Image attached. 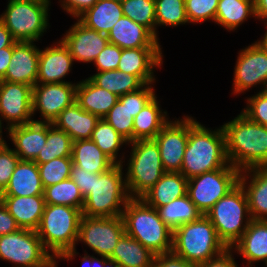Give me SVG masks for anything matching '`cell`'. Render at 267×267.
Listing matches in <instances>:
<instances>
[{
  "label": "cell",
  "instance_id": "cell-5",
  "mask_svg": "<svg viewBox=\"0 0 267 267\" xmlns=\"http://www.w3.org/2000/svg\"><path fill=\"white\" fill-rule=\"evenodd\" d=\"M123 166L115 164L107 172L93 173L92 191L84 198L83 216H122L126 204L131 199L122 172Z\"/></svg>",
  "mask_w": 267,
  "mask_h": 267
},
{
  "label": "cell",
  "instance_id": "cell-59",
  "mask_svg": "<svg viewBox=\"0 0 267 267\" xmlns=\"http://www.w3.org/2000/svg\"><path fill=\"white\" fill-rule=\"evenodd\" d=\"M267 25V20L264 22ZM263 49L267 50V30L262 38V40L256 41Z\"/></svg>",
  "mask_w": 267,
  "mask_h": 267
},
{
  "label": "cell",
  "instance_id": "cell-23",
  "mask_svg": "<svg viewBox=\"0 0 267 267\" xmlns=\"http://www.w3.org/2000/svg\"><path fill=\"white\" fill-rule=\"evenodd\" d=\"M109 43L121 49L161 48L158 39L143 25L122 16L107 35Z\"/></svg>",
  "mask_w": 267,
  "mask_h": 267
},
{
  "label": "cell",
  "instance_id": "cell-62",
  "mask_svg": "<svg viewBox=\"0 0 267 267\" xmlns=\"http://www.w3.org/2000/svg\"><path fill=\"white\" fill-rule=\"evenodd\" d=\"M57 259H55L48 267H57Z\"/></svg>",
  "mask_w": 267,
  "mask_h": 267
},
{
  "label": "cell",
  "instance_id": "cell-22",
  "mask_svg": "<svg viewBox=\"0 0 267 267\" xmlns=\"http://www.w3.org/2000/svg\"><path fill=\"white\" fill-rule=\"evenodd\" d=\"M239 183L245 190L251 218L267 220V166L240 171Z\"/></svg>",
  "mask_w": 267,
  "mask_h": 267
},
{
  "label": "cell",
  "instance_id": "cell-4",
  "mask_svg": "<svg viewBox=\"0 0 267 267\" xmlns=\"http://www.w3.org/2000/svg\"><path fill=\"white\" fill-rule=\"evenodd\" d=\"M122 218L125 233L155 255L172 251L173 230L161 220L157 209L147 205L141 198L128 201Z\"/></svg>",
  "mask_w": 267,
  "mask_h": 267
},
{
  "label": "cell",
  "instance_id": "cell-49",
  "mask_svg": "<svg viewBox=\"0 0 267 267\" xmlns=\"http://www.w3.org/2000/svg\"><path fill=\"white\" fill-rule=\"evenodd\" d=\"M70 178L80 189L83 198L92 191L93 173H88L86 170H83V168L72 164Z\"/></svg>",
  "mask_w": 267,
  "mask_h": 267
},
{
  "label": "cell",
  "instance_id": "cell-58",
  "mask_svg": "<svg viewBox=\"0 0 267 267\" xmlns=\"http://www.w3.org/2000/svg\"><path fill=\"white\" fill-rule=\"evenodd\" d=\"M103 267H121V265L117 261L104 257Z\"/></svg>",
  "mask_w": 267,
  "mask_h": 267
},
{
  "label": "cell",
  "instance_id": "cell-56",
  "mask_svg": "<svg viewBox=\"0 0 267 267\" xmlns=\"http://www.w3.org/2000/svg\"><path fill=\"white\" fill-rule=\"evenodd\" d=\"M255 19L261 21L267 20V0H255L254 1Z\"/></svg>",
  "mask_w": 267,
  "mask_h": 267
},
{
  "label": "cell",
  "instance_id": "cell-8",
  "mask_svg": "<svg viewBox=\"0 0 267 267\" xmlns=\"http://www.w3.org/2000/svg\"><path fill=\"white\" fill-rule=\"evenodd\" d=\"M128 145L132 148L126 164V186L130 198H141L166 171L154 139L135 140Z\"/></svg>",
  "mask_w": 267,
  "mask_h": 267
},
{
  "label": "cell",
  "instance_id": "cell-19",
  "mask_svg": "<svg viewBox=\"0 0 267 267\" xmlns=\"http://www.w3.org/2000/svg\"><path fill=\"white\" fill-rule=\"evenodd\" d=\"M73 63L74 59L62 40L40 49L36 84L69 83L63 79L70 73Z\"/></svg>",
  "mask_w": 267,
  "mask_h": 267
},
{
  "label": "cell",
  "instance_id": "cell-57",
  "mask_svg": "<svg viewBox=\"0 0 267 267\" xmlns=\"http://www.w3.org/2000/svg\"><path fill=\"white\" fill-rule=\"evenodd\" d=\"M87 253V254H86ZM81 267H103L104 266V256L101 259L96 258L94 255L88 254L85 250V255L82 257Z\"/></svg>",
  "mask_w": 267,
  "mask_h": 267
},
{
  "label": "cell",
  "instance_id": "cell-21",
  "mask_svg": "<svg viewBox=\"0 0 267 267\" xmlns=\"http://www.w3.org/2000/svg\"><path fill=\"white\" fill-rule=\"evenodd\" d=\"M14 144L13 150L20 160L34 161L44 147L47 139V122H30L7 129Z\"/></svg>",
  "mask_w": 267,
  "mask_h": 267
},
{
  "label": "cell",
  "instance_id": "cell-60",
  "mask_svg": "<svg viewBox=\"0 0 267 267\" xmlns=\"http://www.w3.org/2000/svg\"><path fill=\"white\" fill-rule=\"evenodd\" d=\"M17 1H27V2H34L40 4H50V0H17Z\"/></svg>",
  "mask_w": 267,
  "mask_h": 267
},
{
  "label": "cell",
  "instance_id": "cell-27",
  "mask_svg": "<svg viewBox=\"0 0 267 267\" xmlns=\"http://www.w3.org/2000/svg\"><path fill=\"white\" fill-rule=\"evenodd\" d=\"M44 195L38 165L34 161L19 160L10 182L0 196Z\"/></svg>",
  "mask_w": 267,
  "mask_h": 267
},
{
  "label": "cell",
  "instance_id": "cell-53",
  "mask_svg": "<svg viewBox=\"0 0 267 267\" xmlns=\"http://www.w3.org/2000/svg\"><path fill=\"white\" fill-rule=\"evenodd\" d=\"M20 229L14 217L0 200V236L16 232Z\"/></svg>",
  "mask_w": 267,
  "mask_h": 267
},
{
  "label": "cell",
  "instance_id": "cell-32",
  "mask_svg": "<svg viewBox=\"0 0 267 267\" xmlns=\"http://www.w3.org/2000/svg\"><path fill=\"white\" fill-rule=\"evenodd\" d=\"M160 107L156 95L134 117L133 141L154 139L161 129L170 121L168 120L169 117H167V111H163Z\"/></svg>",
  "mask_w": 267,
  "mask_h": 267
},
{
  "label": "cell",
  "instance_id": "cell-34",
  "mask_svg": "<svg viewBox=\"0 0 267 267\" xmlns=\"http://www.w3.org/2000/svg\"><path fill=\"white\" fill-rule=\"evenodd\" d=\"M161 220L172 230L200 219L203 214L188 194L157 208Z\"/></svg>",
  "mask_w": 267,
  "mask_h": 267
},
{
  "label": "cell",
  "instance_id": "cell-13",
  "mask_svg": "<svg viewBox=\"0 0 267 267\" xmlns=\"http://www.w3.org/2000/svg\"><path fill=\"white\" fill-rule=\"evenodd\" d=\"M238 54L232 94L244 93L257 85H262L260 91L267 90V50L254 41Z\"/></svg>",
  "mask_w": 267,
  "mask_h": 267
},
{
  "label": "cell",
  "instance_id": "cell-6",
  "mask_svg": "<svg viewBox=\"0 0 267 267\" xmlns=\"http://www.w3.org/2000/svg\"><path fill=\"white\" fill-rule=\"evenodd\" d=\"M227 248L205 215L173 230L171 252L190 263H205Z\"/></svg>",
  "mask_w": 267,
  "mask_h": 267
},
{
  "label": "cell",
  "instance_id": "cell-40",
  "mask_svg": "<svg viewBox=\"0 0 267 267\" xmlns=\"http://www.w3.org/2000/svg\"><path fill=\"white\" fill-rule=\"evenodd\" d=\"M156 38L159 40L157 26L185 25L189 23L185 0H155Z\"/></svg>",
  "mask_w": 267,
  "mask_h": 267
},
{
  "label": "cell",
  "instance_id": "cell-54",
  "mask_svg": "<svg viewBox=\"0 0 267 267\" xmlns=\"http://www.w3.org/2000/svg\"><path fill=\"white\" fill-rule=\"evenodd\" d=\"M13 47L0 49V80L5 76L6 70L10 64Z\"/></svg>",
  "mask_w": 267,
  "mask_h": 267
},
{
  "label": "cell",
  "instance_id": "cell-26",
  "mask_svg": "<svg viewBox=\"0 0 267 267\" xmlns=\"http://www.w3.org/2000/svg\"><path fill=\"white\" fill-rule=\"evenodd\" d=\"M0 200L20 229L37 230L45 207L44 195L0 196Z\"/></svg>",
  "mask_w": 267,
  "mask_h": 267
},
{
  "label": "cell",
  "instance_id": "cell-35",
  "mask_svg": "<svg viewBox=\"0 0 267 267\" xmlns=\"http://www.w3.org/2000/svg\"><path fill=\"white\" fill-rule=\"evenodd\" d=\"M251 16L255 18L254 2L250 0H219L215 23L227 31H235Z\"/></svg>",
  "mask_w": 267,
  "mask_h": 267
},
{
  "label": "cell",
  "instance_id": "cell-14",
  "mask_svg": "<svg viewBox=\"0 0 267 267\" xmlns=\"http://www.w3.org/2000/svg\"><path fill=\"white\" fill-rule=\"evenodd\" d=\"M191 116L170 120L155 136L163 168L166 172H180L189 138V129L196 123Z\"/></svg>",
  "mask_w": 267,
  "mask_h": 267
},
{
  "label": "cell",
  "instance_id": "cell-33",
  "mask_svg": "<svg viewBox=\"0 0 267 267\" xmlns=\"http://www.w3.org/2000/svg\"><path fill=\"white\" fill-rule=\"evenodd\" d=\"M155 254L126 233L120 238L109 259L121 267H153Z\"/></svg>",
  "mask_w": 267,
  "mask_h": 267
},
{
  "label": "cell",
  "instance_id": "cell-12",
  "mask_svg": "<svg viewBox=\"0 0 267 267\" xmlns=\"http://www.w3.org/2000/svg\"><path fill=\"white\" fill-rule=\"evenodd\" d=\"M125 234L122 216L86 217L80 219L77 243L84 242L98 256L109 258Z\"/></svg>",
  "mask_w": 267,
  "mask_h": 267
},
{
  "label": "cell",
  "instance_id": "cell-48",
  "mask_svg": "<svg viewBox=\"0 0 267 267\" xmlns=\"http://www.w3.org/2000/svg\"><path fill=\"white\" fill-rule=\"evenodd\" d=\"M152 85L153 83L145 84L139 90L128 93V109L133 117L156 96L155 89H153L154 87Z\"/></svg>",
  "mask_w": 267,
  "mask_h": 267
},
{
  "label": "cell",
  "instance_id": "cell-44",
  "mask_svg": "<svg viewBox=\"0 0 267 267\" xmlns=\"http://www.w3.org/2000/svg\"><path fill=\"white\" fill-rule=\"evenodd\" d=\"M219 0H185L189 23L215 22Z\"/></svg>",
  "mask_w": 267,
  "mask_h": 267
},
{
  "label": "cell",
  "instance_id": "cell-38",
  "mask_svg": "<svg viewBox=\"0 0 267 267\" xmlns=\"http://www.w3.org/2000/svg\"><path fill=\"white\" fill-rule=\"evenodd\" d=\"M72 144L71 137L65 131L56 128L51 122H47L46 143L34 162L43 164L55 158L71 156Z\"/></svg>",
  "mask_w": 267,
  "mask_h": 267
},
{
  "label": "cell",
  "instance_id": "cell-45",
  "mask_svg": "<svg viewBox=\"0 0 267 267\" xmlns=\"http://www.w3.org/2000/svg\"><path fill=\"white\" fill-rule=\"evenodd\" d=\"M247 106L241 111L254 123L267 126V90L247 98Z\"/></svg>",
  "mask_w": 267,
  "mask_h": 267
},
{
  "label": "cell",
  "instance_id": "cell-9",
  "mask_svg": "<svg viewBox=\"0 0 267 267\" xmlns=\"http://www.w3.org/2000/svg\"><path fill=\"white\" fill-rule=\"evenodd\" d=\"M0 15L1 22L18 41L36 42L49 27L48 12L51 4L8 0Z\"/></svg>",
  "mask_w": 267,
  "mask_h": 267
},
{
  "label": "cell",
  "instance_id": "cell-31",
  "mask_svg": "<svg viewBox=\"0 0 267 267\" xmlns=\"http://www.w3.org/2000/svg\"><path fill=\"white\" fill-rule=\"evenodd\" d=\"M71 157L73 164L88 173L102 174L115 165L91 139L74 141Z\"/></svg>",
  "mask_w": 267,
  "mask_h": 267
},
{
  "label": "cell",
  "instance_id": "cell-50",
  "mask_svg": "<svg viewBox=\"0 0 267 267\" xmlns=\"http://www.w3.org/2000/svg\"><path fill=\"white\" fill-rule=\"evenodd\" d=\"M61 7L70 16L77 19L82 15L87 9L94 6L98 0H59Z\"/></svg>",
  "mask_w": 267,
  "mask_h": 267
},
{
  "label": "cell",
  "instance_id": "cell-1",
  "mask_svg": "<svg viewBox=\"0 0 267 267\" xmlns=\"http://www.w3.org/2000/svg\"><path fill=\"white\" fill-rule=\"evenodd\" d=\"M229 163L243 171L267 166V126L249 120L240 112L222 125Z\"/></svg>",
  "mask_w": 267,
  "mask_h": 267
},
{
  "label": "cell",
  "instance_id": "cell-42",
  "mask_svg": "<svg viewBox=\"0 0 267 267\" xmlns=\"http://www.w3.org/2000/svg\"><path fill=\"white\" fill-rule=\"evenodd\" d=\"M103 119L128 142L133 141L134 117L128 109V93L118 97L116 104Z\"/></svg>",
  "mask_w": 267,
  "mask_h": 267
},
{
  "label": "cell",
  "instance_id": "cell-25",
  "mask_svg": "<svg viewBox=\"0 0 267 267\" xmlns=\"http://www.w3.org/2000/svg\"><path fill=\"white\" fill-rule=\"evenodd\" d=\"M100 118L83 110L75 101L65 108L52 122V124L65 131L72 141L91 139Z\"/></svg>",
  "mask_w": 267,
  "mask_h": 267
},
{
  "label": "cell",
  "instance_id": "cell-46",
  "mask_svg": "<svg viewBox=\"0 0 267 267\" xmlns=\"http://www.w3.org/2000/svg\"><path fill=\"white\" fill-rule=\"evenodd\" d=\"M19 156L6 144L0 146V194L8 186Z\"/></svg>",
  "mask_w": 267,
  "mask_h": 267
},
{
  "label": "cell",
  "instance_id": "cell-36",
  "mask_svg": "<svg viewBox=\"0 0 267 267\" xmlns=\"http://www.w3.org/2000/svg\"><path fill=\"white\" fill-rule=\"evenodd\" d=\"M88 78L98 87L106 89L118 97L135 92L144 86L135 75L117 69L98 72Z\"/></svg>",
  "mask_w": 267,
  "mask_h": 267
},
{
  "label": "cell",
  "instance_id": "cell-15",
  "mask_svg": "<svg viewBox=\"0 0 267 267\" xmlns=\"http://www.w3.org/2000/svg\"><path fill=\"white\" fill-rule=\"evenodd\" d=\"M77 83L36 84L32 88V113L39 111L42 120L35 122H53L68 106L75 102Z\"/></svg>",
  "mask_w": 267,
  "mask_h": 267
},
{
  "label": "cell",
  "instance_id": "cell-11",
  "mask_svg": "<svg viewBox=\"0 0 267 267\" xmlns=\"http://www.w3.org/2000/svg\"><path fill=\"white\" fill-rule=\"evenodd\" d=\"M240 171L231 164L188 179L187 194L205 215L223 196L239 183Z\"/></svg>",
  "mask_w": 267,
  "mask_h": 267
},
{
  "label": "cell",
  "instance_id": "cell-55",
  "mask_svg": "<svg viewBox=\"0 0 267 267\" xmlns=\"http://www.w3.org/2000/svg\"><path fill=\"white\" fill-rule=\"evenodd\" d=\"M17 41L13 38L11 32L0 20V49L13 47Z\"/></svg>",
  "mask_w": 267,
  "mask_h": 267
},
{
  "label": "cell",
  "instance_id": "cell-7",
  "mask_svg": "<svg viewBox=\"0 0 267 267\" xmlns=\"http://www.w3.org/2000/svg\"><path fill=\"white\" fill-rule=\"evenodd\" d=\"M218 237L231 248L244 234L252 218L244 188L238 183L205 214Z\"/></svg>",
  "mask_w": 267,
  "mask_h": 267
},
{
  "label": "cell",
  "instance_id": "cell-10",
  "mask_svg": "<svg viewBox=\"0 0 267 267\" xmlns=\"http://www.w3.org/2000/svg\"><path fill=\"white\" fill-rule=\"evenodd\" d=\"M0 259L14 263L13 267H48L55 260L37 232L29 229L0 236Z\"/></svg>",
  "mask_w": 267,
  "mask_h": 267
},
{
  "label": "cell",
  "instance_id": "cell-24",
  "mask_svg": "<svg viewBox=\"0 0 267 267\" xmlns=\"http://www.w3.org/2000/svg\"><path fill=\"white\" fill-rule=\"evenodd\" d=\"M231 248L247 261V266L252 267L253 262L264 261L267 267V220L252 219Z\"/></svg>",
  "mask_w": 267,
  "mask_h": 267
},
{
  "label": "cell",
  "instance_id": "cell-61",
  "mask_svg": "<svg viewBox=\"0 0 267 267\" xmlns=\"http://www.w3.org/2000/svg\"><path fill=\"white\" fill-rule=\"evenodd\" d=\"M3 125H2V123H1V121H0V146H2V145H4V144H6L7 142L4 140V138H3V135H2V127Z\"/></svg>",
  "mask_w": 267,
  "mask_h": 267
},
{
  "label": "cell",
  "instance_id": "cell-43",
  "mask_svg": "<svg viewBox=\"0 0 267 267\" xmlns=\"http://www.w3.org/2000/svg\"><path fill=\"white\" fill-rule=\"evenodd\" d=\"M72 157H59L43 164H37L43 188L70 178Z\"/></svg>",
  "mask_w": 267,
  "mask_h": 267
},
{
  "label": "cell",
  "instance_id": "cell-51",
  "mask_svg": "<svg viewBox=\"0 0 267 267\" xmlns=\"http://www.w3.org/2000/svg\"><path fill=\"white\" fill-rule=\"evenodd\" d=\"M153 267H198V265L190 263L170 252L156 255Z\"/></svg>",
  "mask_w": 267,
  "mask_h": 267
},
{
  "label": "cell",
  "instance_id": "cell-30",
  "mask_svg": "<svg viewBox=\"0 0 267 267\" xmlns=\"http://www.w3.org/2000/svg\"><path fill=\"white\" fill-rule=\"evenodd\" d=\"M124 16L121 3L114 0H98L77 19L86 27L108 35L113 25Z\"/></svg>",
  "mask_w": 267,
  "mask_h": 267
},
{
  "label": "cell",
  "instance_id": "cell-16",
  "mask_svg": "<svg viewBox=\"0 0 267 267\" xmlns=\"http://www.w3.org/2000/svg\"><path fill=\"white\" fill-rule=\"evenodd\" d=\"M32 86L0 80V121L9 127L33 122ZM32 118V119H31ZM3 119V120H2Z\"/></svg>",
  "mask_w": 267,
  "mask_h": 267
},
{
  "label": "cell",
  "instance_id": "cell-47",
  "mask_svg": "<svg viewBox=\"0 0 267 267\" xmlns=\"http://www.w3.org/2000/svg\"><path fill=\"white\" fill-rule=\"evenodd\" d=\"M121 54L122 49L120 47L108 43L93 62L97 72L116 70Z\"/></svg>",
  "mask_w": 267,
  "mask_h": 267
},
{
  "label": "cell",
  "instance_id": "cell-37",
  "mask_svg": "<svg viewBox=\"0 0 267 267\" xmlns=\"http://www.w3.org/2000/svg\"><path fill=\"white\" fill-rule=\"evenodd\" d=\"M91 140L105 153L115 164H123L124 156L118 155L119 149L129 142L121 136L104 119H100L92 132ZM119 158V159H118Z\"/></svg>",
  "mask_w": 267,
  "mask_h": 267
},
{
  "label": "cell",
  "instance_id": "cell-20",
  "mask_svg": "<svg viewBox=\"0 0 267 267\" xmlns=\"http://www.w3.org/2000/svg\"><path fill=\"white\" fill-rule=\"evenodd\" d=\"M162 48L122 49L117 67L125 73L135 75L144 85L155 83V68L163 65Z\"/></svg>",
  "mask_w": 267,
  "mask_h": 267
},
{
  "label": "cell",
  "instance_id": "cell-18",
  "mask_svg": "<svg viewBox=\"0 0 267 267\" xmlns=\"http://www.w3.org/2000/svg\"><path fill=\"white\" fill-rule=\"evenodd\" d=\"M39 52L40 49L34 42H16L10 64L1 80L34 87L38 76Z\"/></svg>",
  "mask_w": 267,
  "mask_h": 267
},
{
  "label": "cell",
  "instance_id": "cell-17",
  "mask_svg": "<svg viewBox=\"0 0 267 267\" xmlns=\"http://www.w3.org/2000/svg\"><path fill=\"white\" fill-rule=\"evenodd\" d=\"M69 28L64 37L63 43L68 47L74 61L93 63L99 53L109 43L107 35L97 32L83 25L78 19Z\"/></svg>",
  "mask_w": 267,
  "mask_h": 267
},
{
  "label": "cell",
  "instance_id": "cell-2",
  "mask_svg": "<svg viewBox=\"0 0 267 267\" xmlns=\"http://www.w3.org/2000/svg\"><path fill=\"white\" fill-rule=\"evenodd\" d=\"M81 217L82 211L78 208L45 204L36 232L54 259L71 261L79 254L76 244Z\"/></svg>",
  "mask_w": 267,
  "mask_h": 267
},
{
  "label": "cell",
  "instance_id": "cell-41",
  "mask_svg": "<svg viewBox=\"0 0 267 267\" xmlns=\"http://www.w3.org/2000/svg\"><path fill=\"white\" fill-rule=\"evenodd\" d=\"M121 7L124 16L143 25L156 37L155 0H125Z\"/></svg>",
  "mask_w": 267,
  "mask_h": 267
},
{
  "label": "cell",
  "instance_id": "cell-63",
  "mask_svg": "<svg viewBox=\"0 0 267 267\" xmlns=\"http://www.w3.org/2000/svg\"><path fill=\"white\" fill-rule=\"evenodd\" d=\"M114 1H117V2L122 3V2H124L125 0H114Z\"/></svg>",
  "mask_w": 267,
  "mask_h": 267
},
{
  "label": "cell",
  "instance_id": "cell-28",
  "mask_svg": "<svg viewBox=\"0 0 267 267\" xmlns=\"http://www.w3.org/2000/svg\"><path fill=\"white\" fill-rule=\"evenodd\" d=\"M75 101L83 110L103 119L118 101V96L86 78L77 82Z\"/></svg>",
  "mask_w": 267,
  "mask_h": 267
},
{
  "label": "cell",
  "instance_id": "cell-3",
  "mask_svg": "<svg viewBox=\"0 0 267 267\" xmlns=\"http://www.w3.org/2000/svg\"><path fill=\"white\" fill-rule=\"evenodd\" d=\"M229 164L222 126L212 130L197 121L189 129L180 173L190 179Z\"/></svg>",
  "mask_w": 267,
  "mask_h": 267
},
{
  "label": "cell",
  "instance_id": "cell-52",
  "mask_svg": "<svg viewBox=\"0 0 267 267\" xmlns=\"http://www.w3.org/2000/svg\"><path fill=\"white\" fill-rule=\"evenodd\" d=\"M233 256V249L227 248L218 256L198 265V267H239Z\"/></svg>",
  "mask_w": 267,
  "mask_h": 267
},
{
  "label": "cell",
  "instance_id": "cell-39",
  "mask_svg": "<svg viewBox=\"0 0 267 267\" xmlns=\"http://www.w3.org/2000/svg\"><path fill=\"white\" fill-rule=\"evenodd\" d=\"M45 204L63 205L82 211L84 198L78 186L71 178L44 188Z\"/></svg>",
  "mask_w": 267,
  "mask_h": 267
},
{
  "label": "cell",
  "instance_id": "cell-29",
  "mask_svg": "<svg viewBox=\"0 0 267 267\" xmlns=\"http://www.w3.org/2000/svg\"><path fill=\"white\" fill-rule=\"evenodd\" d=\"M188 179L180 172H165L141 199L157 209L187 194Z\"/></svg>",
  "mask_w": 267,
  "mask_h": 267
}]
</instances>
